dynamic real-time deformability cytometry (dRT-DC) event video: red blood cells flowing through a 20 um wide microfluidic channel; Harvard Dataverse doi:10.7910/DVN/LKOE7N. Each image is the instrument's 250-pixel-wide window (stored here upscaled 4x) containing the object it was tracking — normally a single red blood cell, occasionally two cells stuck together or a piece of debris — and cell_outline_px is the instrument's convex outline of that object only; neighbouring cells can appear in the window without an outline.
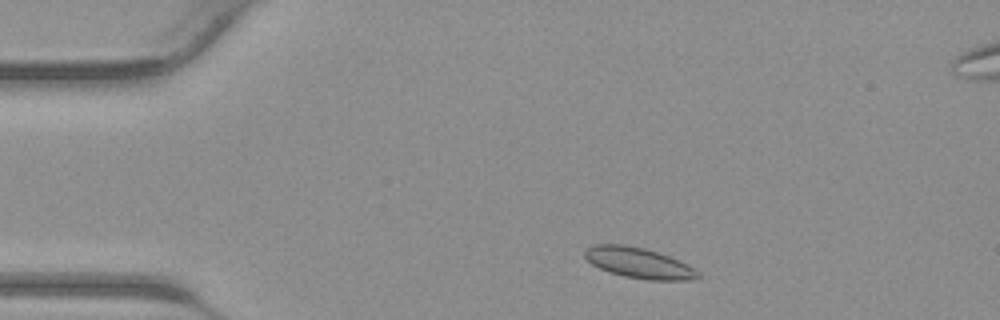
{"species": "common noctule bat (a hibernating species)", "species_latin": "Nyctalus noctula", "temperature_condition": "warm", "stored_images_in_passage": 38, "segment_of_instrument_passage": [1, 2], "camera_frame_rate_fps": 3000, "um_per_image_px": 0.085, "animal": {"sex": "male", "body_mass_g": 23.1, "forearm_length_mm": 52.7}, "frame": {"image": 1, "passage_image": 3, "time_ms": 0.667, "image_size_px": [1000, 320], "cell_outline_px": [[700, 276], [688, 280], [648, 280], [624, 276], [608, 272], [592, 264], [584, 256], [584, 252], [588, 248], [596, 244], [624, 244], [644, 248], [660, 252], [700, 272]], "centroid_in_image_um": [54.26, 22.34], "position_along_channel_um": 30.7, "area_um2": 19.94}}
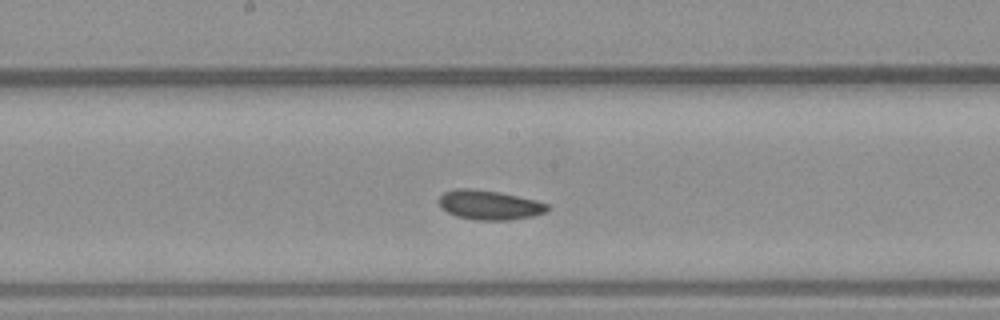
{"frame": {"image": 2, "passage_image": 17, "time_ms": 5.333, "image_size_px": [1000, 320], "cell_outline_px": [[548, 208], [544, 212], [532, 216], [512, 220], [476, 220], [456, 216], [440, 208], [440, 196], [444, 192], [456, 188], [472, 188], [500, 192], [536, 200], [548, 204]], "centroid_in_image_um": [41.57, 17.42], "position_along_channel_um": 206.6, "area_um2": 18.61}}
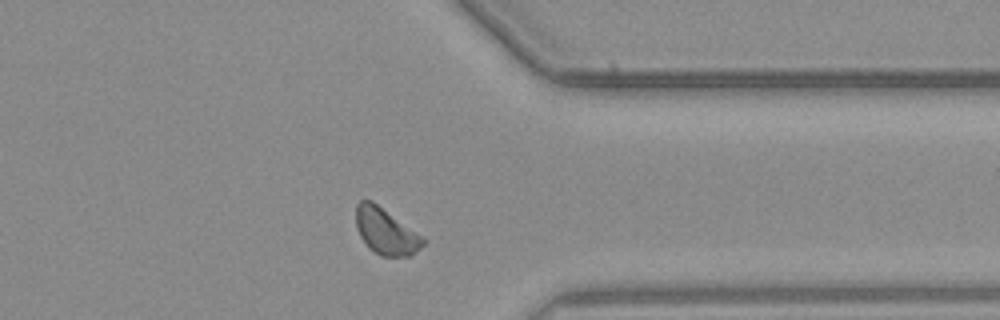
{"frame": {"image": 3, "passage_image": 28, "time_ms": 9.0, "image_size_px": [1000, 320], "cell_outline_px": [[428, 240], [416, 252], [408, 256], [380, 256], [368, 248], [360, 236], [356, 228], [356, 204], [360, 200], [372, 200], [424, 236]], "centroid_in_image_um": [32.81, 19.66], "position_along_channel_um": 378.6, "area_um2": 18.38}}